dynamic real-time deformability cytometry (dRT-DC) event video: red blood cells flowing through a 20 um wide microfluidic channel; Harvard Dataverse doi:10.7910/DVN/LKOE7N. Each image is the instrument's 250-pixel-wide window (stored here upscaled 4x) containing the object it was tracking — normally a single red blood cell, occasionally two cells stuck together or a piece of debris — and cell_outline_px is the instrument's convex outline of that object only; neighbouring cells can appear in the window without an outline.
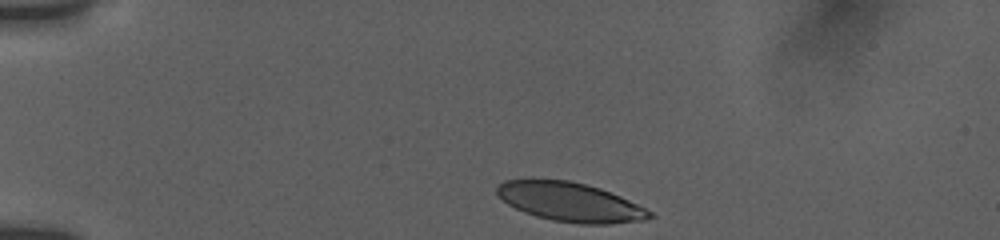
{"species": "human", "species_latin": "Homo sapiens", "temperature_condition": "room temperature", "stored_images_in_passage": 5, "camera_frame_rate_fps": 3000, "um_per_image_px": 0.085, "donor": {"sex": "female"}, "frame": {"image": 1, "passage_image": 1, "time_ms": 0.0, "image_size_px": [1000, 240], "cell_outline_px": [[656, 216], [644, 220], [608, 224], [580, 224], [552, 220], [536, 216], [524, 212], [508, 204], [496, 192], [496, 184], [504, 180], [568, 180], [600, 188], [620, 196], [652, 212]], "centroid_in_image_um": [48.46, 17.18], "position_along_channel_um": 36.5, "area_um2": 34.45}}
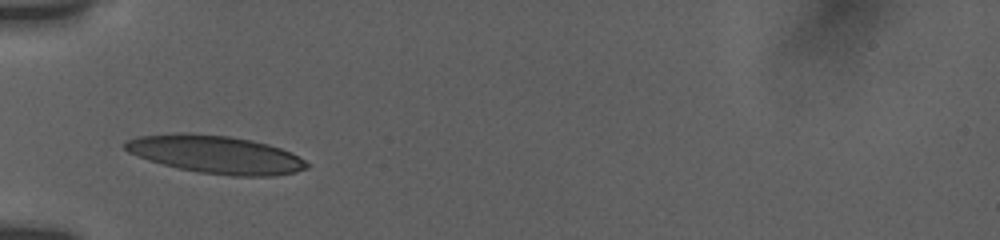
{"frame": {"image": 2, "passage_image": 4, "time_ms": 2.333, "image_size_px": [1000, 240], "cell_outline_px": [[308, 168], [296, 172], [272, 176], [232, 176], [200, 172], [180, 168], [148, 160], [128, 152], [124, 148], [124, 140], [140, 136], [176, 132], [192, 132], [228, 136], [252, 140], [268, 144], [292, 152], [304, 160], [308, 164]], "centroid_in_image_um": [18.33, 13.11], "position_along_channel_um": 66.7, "area_um2": 40.23}}